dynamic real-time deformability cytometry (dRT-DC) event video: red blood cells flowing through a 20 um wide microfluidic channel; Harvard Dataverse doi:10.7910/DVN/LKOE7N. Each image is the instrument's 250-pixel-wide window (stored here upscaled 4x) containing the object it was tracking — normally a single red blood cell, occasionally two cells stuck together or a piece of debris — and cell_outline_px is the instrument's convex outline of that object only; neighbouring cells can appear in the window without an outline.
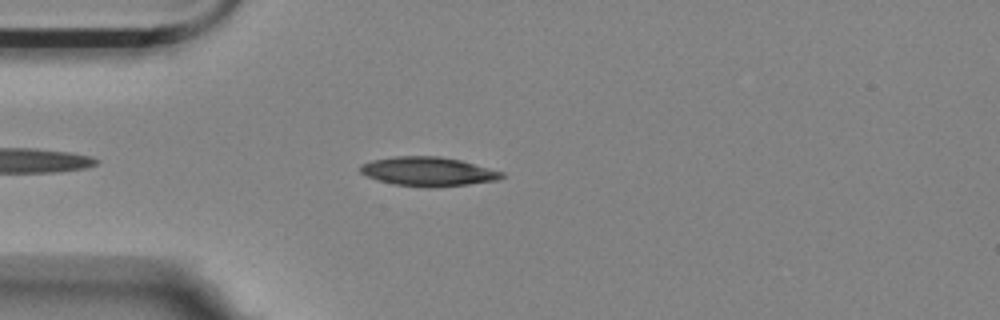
{"species": "Egyptian fruit bat (a non-hibernating species)", "species_latin": "Rousettus aegyptiacus", "temperature_condition": "room temperature", "stored_images_in_passage": 46, "camera_frame_rate_fps": 3000, "um_per_image_px": 0.085, "animal": {"sex": "female"}, "frame": {"image": 1, "passage_image": 5, "time_ms": 1.333, "image_size_px": [1000, 320], "cell_outline_px": [[504, 176], [496, 180], [468, 184], [436, 188], [428, 188], [396, 184], [380, 180], [368, 176], [360, 172], [360, 164], [372, 160], [396, 156], [440, 156], [460, 160], [504, 172]], "centroid_in_image_um": [36.39, 14.58], "position_along_channel_um": 48.6, "area_um2": 23.87}}
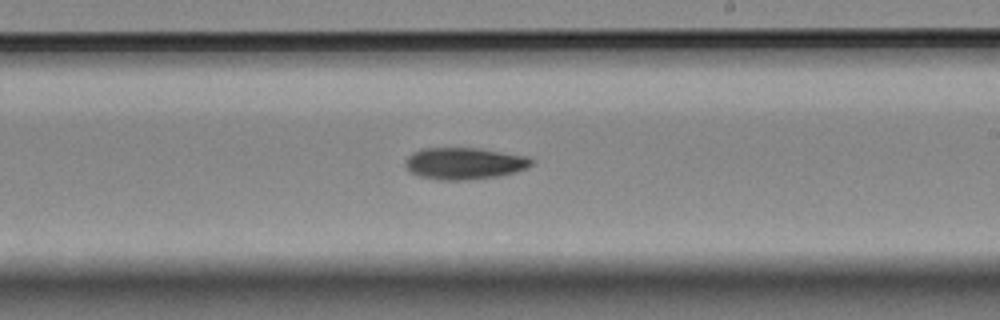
{"frame": {"image": 2, "passage_image": 23, "time_ms": 7.333, "image_size_px": [1000, 320], "cell_outline_px": [[532, 164], [528, 168], [496, 176], [464, 180], [440, 180], [420, 176], [412, 172], [404, 164], [404, 160], [412, 152], [420, 148], [480, 148], [528, 156], [532, 160]], "centroid_in_image_um": [39.44, 13.87], "position_along_channel_um": 249.6, "area_um2": 23.29}}
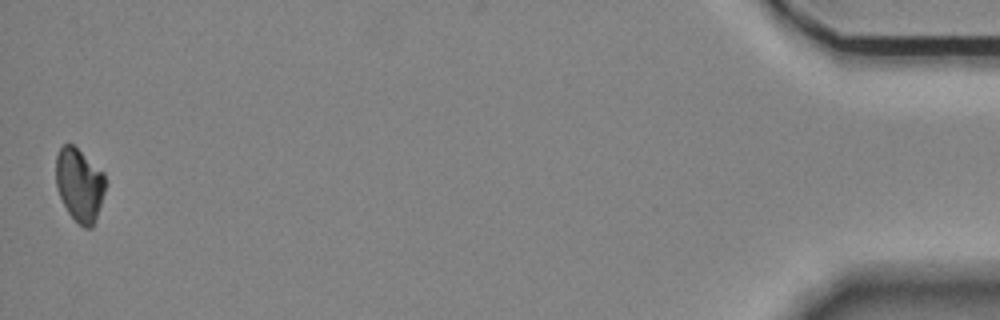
{"frame": {"image": 3, "passage_image": 46, "time_ms": 15.0, "image_size_px": [1000, 320], "cell_outline_px": [[104, 192], [96, 220], [92, 228], [84, 228], [68, 212], [60, 196], [56, 184], [56, 156], [60, 148], [64, 144], [72, 144], [104, 172]], "centroid_in_image_um": [6.75, 15.71], "position_along_channel_um": 428.4, "area_um2": 20.81}, "authors_computed_cell_mechanics": {"area_um2": 22.6576, "velocity_mm_per_s": 3.5239, "shape_relaxation_time_tau1_ms": 5.1489, "shape_relaxation_time_tau2_ms": null, "deformation_change_tau1": 0.1158, "deformation_change_tau2": null}}